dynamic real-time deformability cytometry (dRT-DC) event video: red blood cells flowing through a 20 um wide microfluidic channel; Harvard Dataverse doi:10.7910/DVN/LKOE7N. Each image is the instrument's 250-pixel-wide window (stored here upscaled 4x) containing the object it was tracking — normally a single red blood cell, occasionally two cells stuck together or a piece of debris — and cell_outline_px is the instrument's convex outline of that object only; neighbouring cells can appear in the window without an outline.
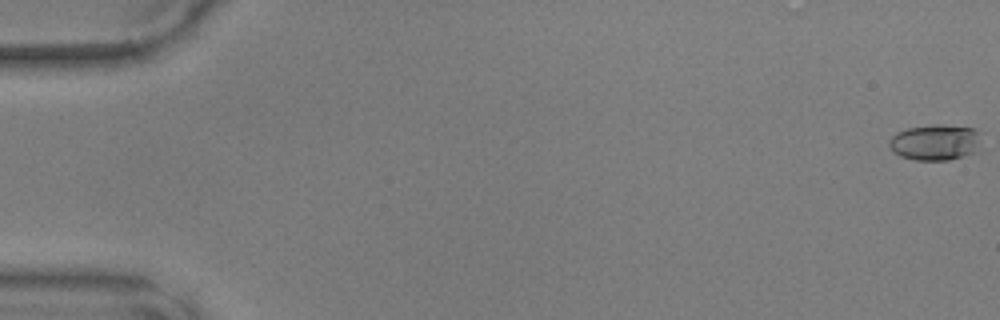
{"species": "common noctule bat (a hibernating species)", "species_latin": "Nyctalus noctula", "temperature_condition": "warm", "stored_images_in_passage": 49, "camera_frame_rate_fps": 3000, "um_per_image_px": 0.085, "animal": {"sex": "male", "body_mass_g": 17.9, "forearm_length_mm": 54.2}, "frame": {"image": 1, "passage_image": 1, "time_ms": 0.0, "image_size_px": [1000, 320], "cell_outline_px": [[980, 152], [948, 160], [916, 160], [900, 156], [892, 152], [888, 144], [888, 140], [896, 132], [908, 128], [936, 124], [940, 124], [972, 128], [976, 132]], "centroid_in_image_um": [79.45, 12.11], "position_along_channel_um": 5.6, "area_um2": 19.31}}
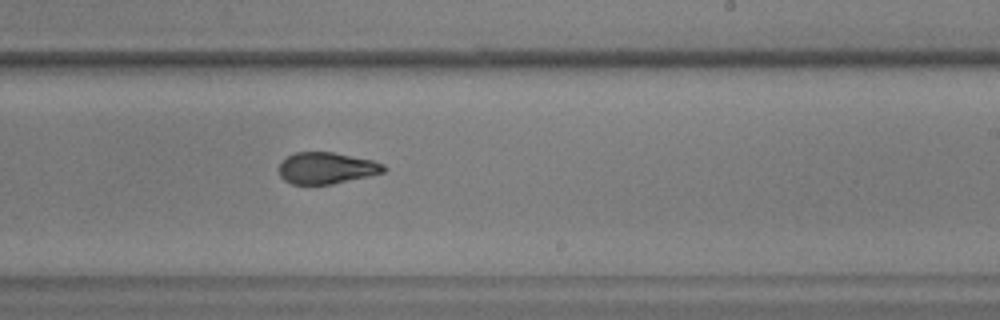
{"frame": {"image": 2, "passage_image": 31, "time_ms": 10.0, "image_size_px": [1000, 320], "cell_outline_px": [[388, 168], [384, 172], [368, 176], [332, 184], [292, 184], [284, 180], [280, 176], [280, 164], [288, 156], [296, 152], [332, 152], [372, 160], [384, 164]], "centroid_in_image_um": [27.77, 14.29], "position_along_channel_um": 261.2, "area_um2": 19.07}}
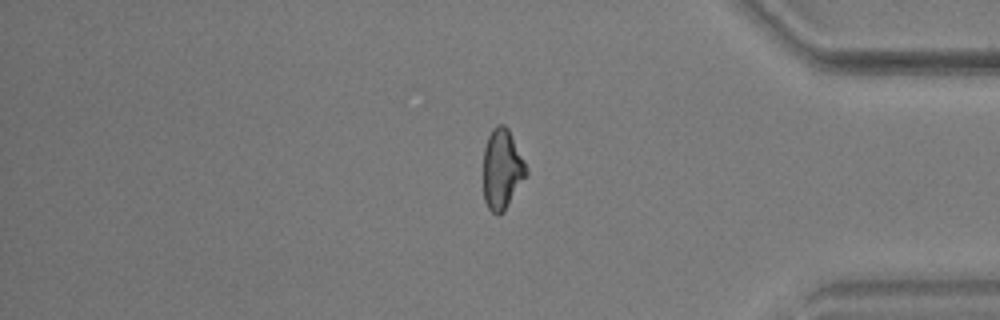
{"frame": {"image": 3, "passage_image": 42, "time_ms": 13.667, "image_size_px": [1000, 320], "cell_outline_px": [[528, 172], [504, 212], [500, 216], [496, 216], [488, 208], [484, 200], [484, 148], [488, 136], [492, 128], [496, 124], [504, 124], [508, 128], [528, 168]], "centroid_in_image_um": [42.67, 14.39], "position_along_channel_um": 392.5, "area_um2": 20.11}}